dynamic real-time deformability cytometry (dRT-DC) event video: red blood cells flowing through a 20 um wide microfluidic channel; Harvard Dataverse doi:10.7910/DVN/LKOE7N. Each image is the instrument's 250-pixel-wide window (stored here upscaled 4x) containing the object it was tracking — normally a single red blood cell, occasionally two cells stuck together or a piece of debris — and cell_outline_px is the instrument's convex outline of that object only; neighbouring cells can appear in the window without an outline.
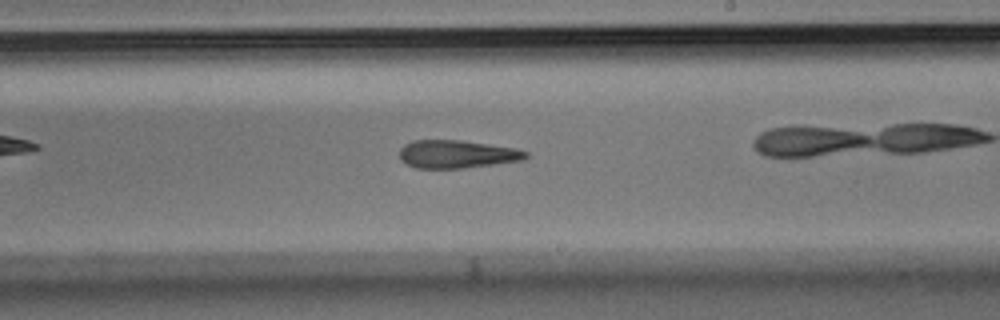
{"species": "Egyptian fruit bat (a non-hibernating species)", "species_latin": "Rousettus aegyptiacus", "temperature_condition": "room temperature", "stored_images_in_passage": 41, "camera_frame_rate_fps": 3000, "um_per_image_px": 0.085, "animal": {"sex": "male"}, "frame": {"image": 1, "passage_image": 30, "time_ms": 9.667, "image_size_px": [1000, 320], "cell_outline_px": [[528, 156], [524, 160], [460, 168], [416, 168], [400, 160], [400, 148], [404, 144], [412, 140], [460, 140], [516, 148], [528, 152]], "centroid_in_image_um": [38.82, 13.09], "position_along_channel_um": 250.2, "area_um2": 20.52}}